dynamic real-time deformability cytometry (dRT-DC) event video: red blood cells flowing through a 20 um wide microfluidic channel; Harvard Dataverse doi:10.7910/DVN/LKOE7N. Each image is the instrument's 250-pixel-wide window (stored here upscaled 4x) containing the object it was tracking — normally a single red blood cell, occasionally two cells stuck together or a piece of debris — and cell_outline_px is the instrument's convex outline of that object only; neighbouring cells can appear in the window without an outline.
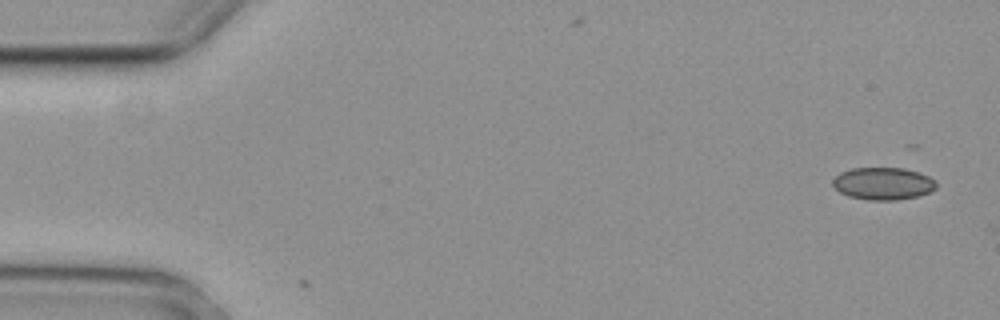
{"species": "common noctule bat (a hibernating species)", "species_latin": "Nyctalus noctula", "temperature_condition": "cold", "stored_images_in_passage": 5, "camera_frame_rate_fps": 3000, "um_per_image_px": 0.085, "animal": {"sex": "female", "body_mass_g": 29.2, "forearm_length_mm": 56.3}, "frame": {"image": 1, "passage_image": 1, "time_ms": 0.0, "image_size_px": [1000, 320], "cell_outline_px": [[936, 188], [928, 192], [916, 196], [896, 200], [868, 200], [848, 196], [840, 192], [832, 184], [832, 180], [840, 172], [852, 168], [904, 168], [920, 172], [936, 180]], "centroid_in_image_um": [75.06, 15.59], "position_along_channel_um": 9.9, "area_um2": 19.54}}
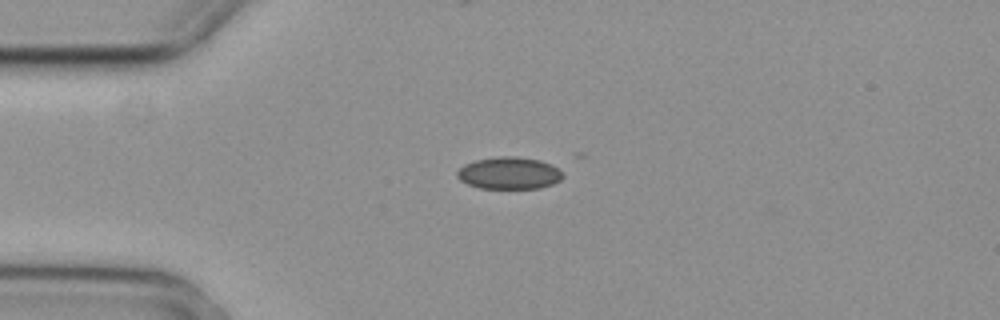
{"frame": {"image": 2, "passage_image": 4, "time_ms": 1.0, "image_size_px": [1000, 320], "cell_outline_px": [[564, 176], [560, 180], [552, 184], [540, 188], [480, 188], [468, 184], [460, 180], [456, 176], [456, 172], [464, 164], [476, 160], [496, 156], [516, 156], [540, 160], [552, 164], [560, 168], [564, 172]], "centroid_in_image_um": [43.31, 14.7], "position_along_channel_um": 41.7, "area_um2": 20.0}}